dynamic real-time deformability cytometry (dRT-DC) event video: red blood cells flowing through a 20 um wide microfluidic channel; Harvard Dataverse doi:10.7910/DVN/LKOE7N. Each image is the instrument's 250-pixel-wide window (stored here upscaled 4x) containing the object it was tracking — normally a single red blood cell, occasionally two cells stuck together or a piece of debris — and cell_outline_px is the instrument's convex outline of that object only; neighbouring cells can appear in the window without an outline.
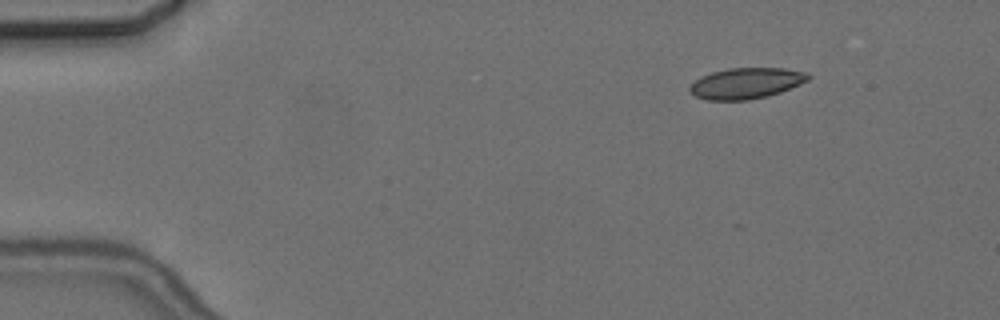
{"species": "common noctule bat (a hibernating species)", "species_latin": "Nyctalus noctula", "temperature_condition": "cold", "stored_images_in_passage": 4, "camera_frame_rate_fps": 3000, "um_per_image_px": 0.085, "animal": {"sex": "female", "body_mass_g": 24.6, "forearm_length_mm": 56.2}, "frame": {"image": 1, "passage_image": 4, "time_ms": 4.0, "image_size_px": [1000, 320], "cell_outline_px": [[812, 76], [808, 80], [800, 84], [780, 92], [768, 96], [748, 100], [708, 100], [696, 96], [688, 92], [688, 88], [696, 80], [712, 72], [728, 68], [784, 68], [808, 72]], "centroid_in_image_um": [63.45, 7.07], "position_along_channel_um": 21.6, "area_um2": 21.33}}